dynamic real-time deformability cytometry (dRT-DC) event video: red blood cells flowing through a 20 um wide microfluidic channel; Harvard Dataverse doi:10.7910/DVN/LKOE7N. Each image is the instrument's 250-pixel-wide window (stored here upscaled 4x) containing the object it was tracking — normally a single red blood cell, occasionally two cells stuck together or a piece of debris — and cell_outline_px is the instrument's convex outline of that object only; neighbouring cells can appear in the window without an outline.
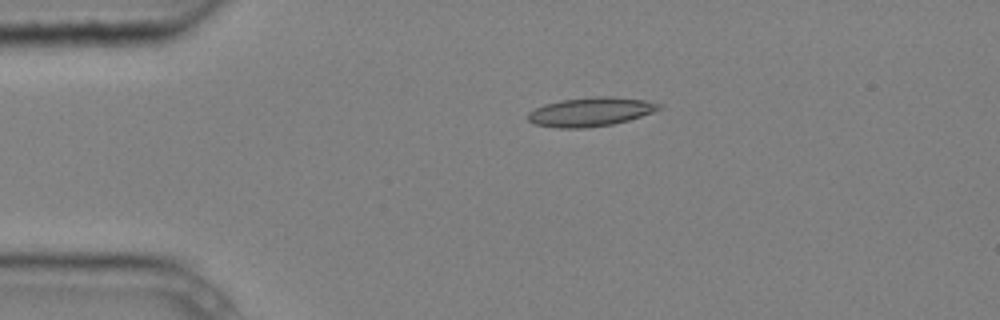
{"species": "common noctule bat (a hibernating species)", "species_latin": "Nyctalus noctula", "temperature_condition": "cold", "stored_images_in_passage": 4, "camera_frame_rate_fps": 3000, "um_per_image_px": 0.085, "animal": {"sex": "male", "body_mass_g": 20.4}, "frame": {"image": 1, "passage_image": 3, "time_ms": 0.667, "image_size_px": [1000, 320], "cell_outline_px": [[660, 108], [652, 112], [628, 120], [612, 124], [584, 128], [556, 128], [532, 124], [528, 120], [528, 112], [544, 104], [560, 100], [596, 96], [612, 96], [644, 100], [660, 104]], "centroid_in_image_um": [50.14, 9.5], "position_along_channel_um": 34.9, "area_um2": 22.02}}